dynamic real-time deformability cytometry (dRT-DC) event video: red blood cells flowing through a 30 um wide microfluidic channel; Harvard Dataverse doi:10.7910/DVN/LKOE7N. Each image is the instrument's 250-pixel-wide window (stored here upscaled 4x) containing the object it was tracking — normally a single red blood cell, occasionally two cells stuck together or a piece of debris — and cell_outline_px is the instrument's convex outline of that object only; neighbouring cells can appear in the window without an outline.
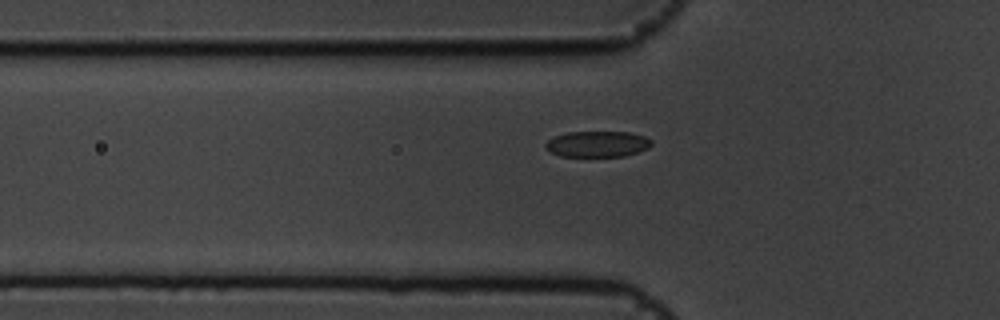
{"species": "common noctule bat (a hibernating species)", "species_latin": "Nyctalus noctula", "temperature_condition": "cold", "stored_images_in_passage": 35, "camera_frame_rate_fps": 3000, "um_per_image_px": 0.085, "animal": {"sex": "male", "body_mass_g": 19.5, "forearm_length_mm": 54.6}, "frame": {"image": 1, "passage_image": 4, "time_ms": 1.0, "image_size_px": [1000, 320], "cell_outline_px": [[652, 144], [648, 148], [624, 156], [560, 156], [548, 152], [544, 148], [544, 144], [548, 140], [556, 136], [568, 132], [628, 132], [644, 136], [652, 140]], "centroid_in_image_um": [50.74, 12.24], "position_along_channel_um": 75.1, "area_um2": 16.01}}
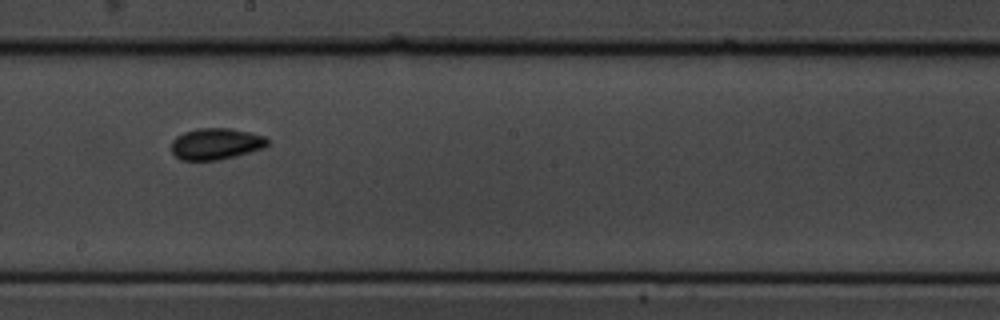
{"frame": {"image": 2, "passage_image": 17, "time_ms": 5.333, "image_size_px": [1000, 320], "cell_outline_px": [[268, 144], [264, 148], [236, 156], [220, 160], [180, 160], [172, 152], [172, 140], [176, 136], [184, 132], [200, 128], [232, 128], [264, 136], [268, 140]], "centroid_in_image_um": [18.35, 12.23], "position_along_channel_um": 229.9, "area_um2": 17.63}}
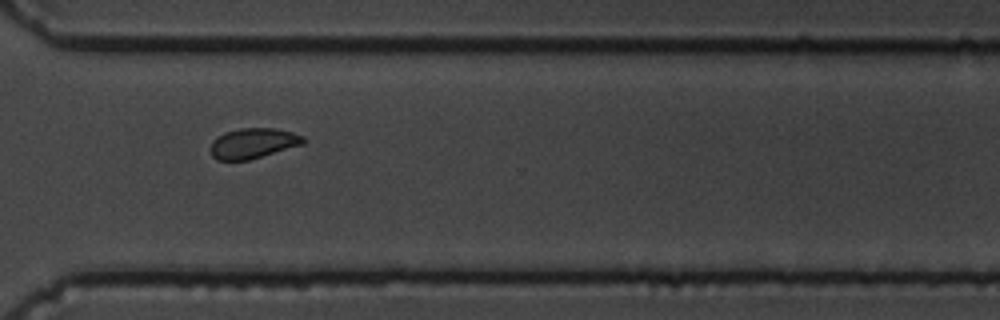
{"frame": {"image": 3, "passage_image": 27, "time_ms": 8.667, "image_size_px": [1000, 320], "cell_outline_px": [[308, 140], [304, 144], [248, 160], [216, 160], [212, 156], [208, 148], [212, 140], [216, 136], [224, 132], [240, 128], [272, 128], [292, 132], [304, 136]], "centroid_in_image_um": [21.48, 12.17], "position_along_channel_um": 349.1, "area_um2": 16.65}, "authors_computed_cell_mechanics": {"area_um2": 16.9354, "velocity_mm_per_s": 3.5703, "shape_relaxation_time_tau1_ms": 4.0077, "shape_relaxation_time_tau2_ms": 1.793, "deformation_change_tau1": 0.1073, "deformation_change_tau2": 0.0691}}